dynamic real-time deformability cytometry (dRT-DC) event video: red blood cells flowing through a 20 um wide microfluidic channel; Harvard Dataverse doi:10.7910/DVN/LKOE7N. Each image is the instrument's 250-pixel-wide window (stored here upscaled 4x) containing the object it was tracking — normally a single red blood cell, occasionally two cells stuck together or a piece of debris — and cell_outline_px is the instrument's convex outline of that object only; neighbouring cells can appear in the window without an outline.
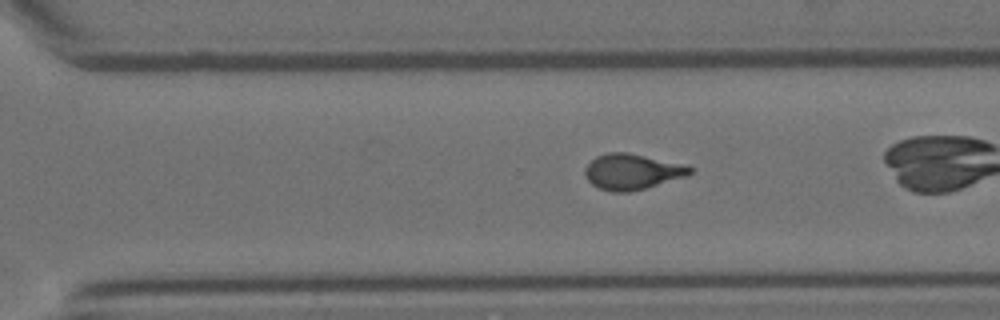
{"species": "Egyptian fruit bat (a non-hibernating species)", "species_latin": "Rousettus aegyptiacus", "temperature_condition": "room temperature", "stored_images_in_passage": 43, "camera_frame_rate_fps": 3000, "um_per_image_px": 0.085, "animal": {"sex": "female"}, "frame": {"image": 1, "passage_image": 37, "time_ms": 12.0, "image_size_px": [1000, 320], "cell_outline_px": [[692, 172], [688, 176], [644, 188], [628, 192], [612, 192], [596, 188], [584, 176], [584, 168], [596, 156], [608, 152], [628, 152], [688, 164], [692, 168]], "centroid_in_image_um": [53.73, 14.58], "position_along_channel_um": 316.9, "area_um2": 22.14}, "authors_computed_cell_mechanics": {"area_um2": 22.0796, "velocity_mm_per_s": 3.6334, "shape_relaxation_time_tau1_ms": 6.4057, "shape_relaxation_time_tau2_ms": 1.3775, "deformation_change_tau1": 0.2066, "deformation_change_tau2": 0.097}}